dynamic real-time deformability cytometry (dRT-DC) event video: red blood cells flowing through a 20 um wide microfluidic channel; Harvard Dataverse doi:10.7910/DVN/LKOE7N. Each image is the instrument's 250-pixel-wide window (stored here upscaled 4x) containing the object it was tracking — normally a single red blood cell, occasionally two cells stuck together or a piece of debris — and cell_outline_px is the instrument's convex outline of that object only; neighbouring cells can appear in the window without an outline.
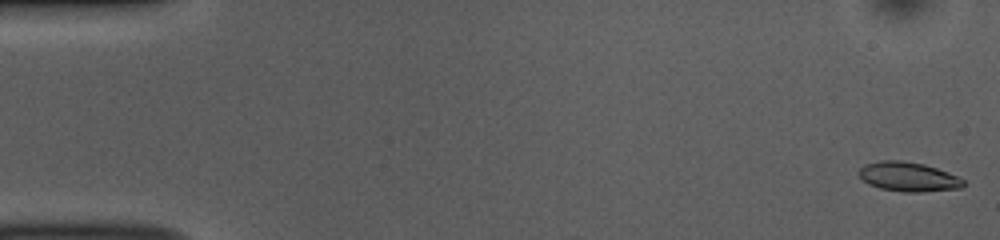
{"species": "common noctule bat (a hibernating species)", "species_latin": "Nyctalus noctula", "temperature_condition": "room temperature", "stored_images_in_passage": 51, "camera_frame_rate_fps": 3000, "um_per_image_px": 0.085, "animal": {"sex": "female", "body_mass_g": 10.0, "forearm_length_mm": 53.1}, "frame": {"image": 1, "passage_image": 1, "time_ms": 0.0, "image_size_px": [1000, 240], "cell_outline_px": [[964, 184], [960, 188], [924, 192], [904, 192], [880, 188], [868, 184], [860, 176], [860, 168], [864, 164], [880, 160], [904, 160], [924, 164], [948, 172], [964, 180]], "centroid_in_image_um": [77.2, 15.02], "position_along_channel_um": 7.8, "area_um2": 17.86}}
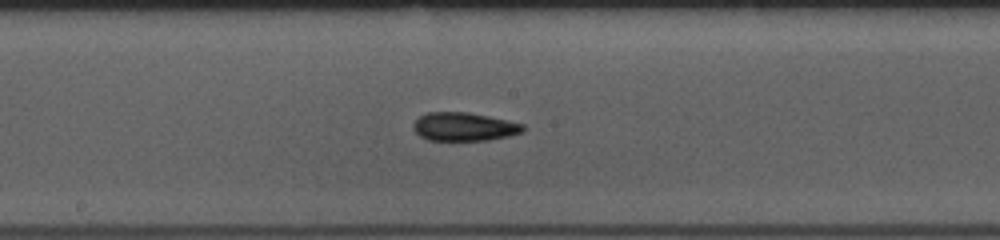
{"frame": {"image": 2, "passage_image": 27, "time_ms": 8.667, "image_size_px": [1000, 240], "cell_outline_px": [[524, 132], [508, 136], [488, 140], [428, 140], [420, 136], [412, 128], [412, 124], [420, 116], [428, 112], [468, 112], [488, 116], [524, 124]], "centroid_in_image_um": [39.44, 10.77], "position_along_channel_um": 208.8, "area_um2": 18.15}}
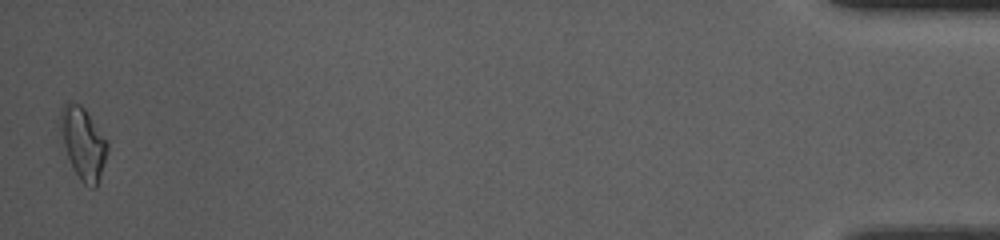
{"frame": {"image": 3, "passage_image": 51, "time_ms": 16.667, "image_size_px": [1000, 240], "cell_outline_px": [[108, 148], [100, 176], [96, 188], [92, 188], [84, 184], [80, 180], [68, 156], [64, 144], [60, 128], [60, 108], [68, 100], [80, 104], [84, 108], [108, 140]], "centroid_in_image_um": [7.07, 12.13], "position_along_channel_um": 428.1, "area_um2": 19.48}, "authors_computed_cell_mechanics": {"area_um2": 17.8602, "velocity_mm_per_s": 3.8759, "shape_relaxation_time_tau1_ms": null, "shape_relaxation_time_tau2_ms": 2.4668, "deformation_change_tau1": null, "deformation_change_tau2": 0.0868}}